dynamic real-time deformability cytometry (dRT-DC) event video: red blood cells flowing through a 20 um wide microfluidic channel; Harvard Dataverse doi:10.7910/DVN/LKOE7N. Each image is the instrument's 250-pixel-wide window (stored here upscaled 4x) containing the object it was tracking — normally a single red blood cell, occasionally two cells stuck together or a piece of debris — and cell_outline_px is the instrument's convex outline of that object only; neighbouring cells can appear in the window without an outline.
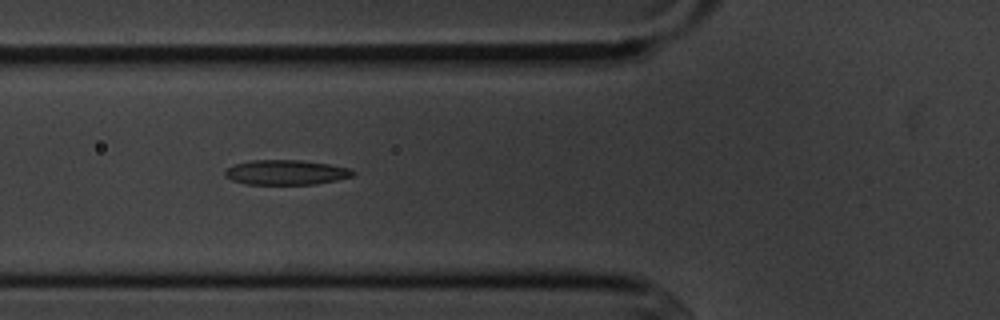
{"species": "common noctule bat (a hibernating species)", "species_latin": "Nyctalus noctula", "temperature_condition": "cold", "stored_images_in_passage": 10, "camera_frame_rate_fps": 3000, "um_per_image_px": 0.085, "animal": {"sex": "male", "body_mass_g": 20.1, "forearm_length_mm": 53.5}, "frame": {"image": 1, "passage_image": 6, "time_ms": 5.667, "image_size_px": [1000, 320], "cell_outline_px": [[356, 172], [352, 176], [336, 180], [316, 184], [244, 184], [232, 180], [224, 176], [224, 172], [232, 164], [252, 160], [300, 160], [328, 164], [348, 168]], "centroid_in_image_um": [24.27, 14.65], "position_along_channel_um": 101.5, "area_um2": 18.5}}
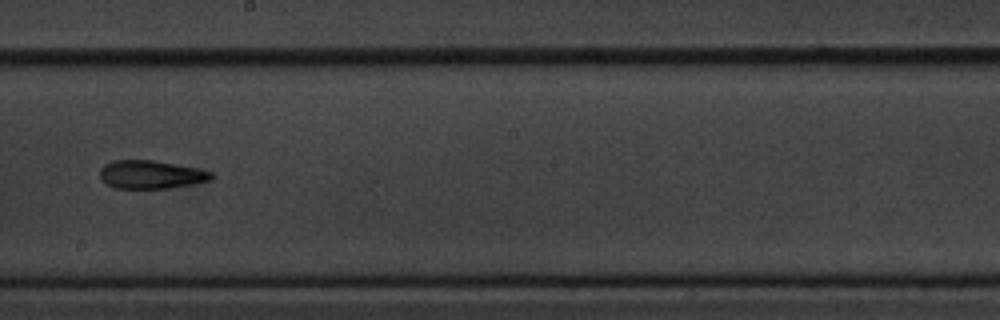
{"frame": {"image": 2, "passage_image": 9, "time_ms": 9.333, "image_size_px": [1000, 320], "cell_outline_px": [[216, 176], [212, 180], [192, 184], [168, 188], [116, 188], [100, 180], [100, 168], [104, 164], [112, 160], [152, 160], [200, 168], [212, 172]], "centroid_in_image_um": [12.86, 14.83], "position_along_channel_um": 235.3, "area_um2": 18.55}}
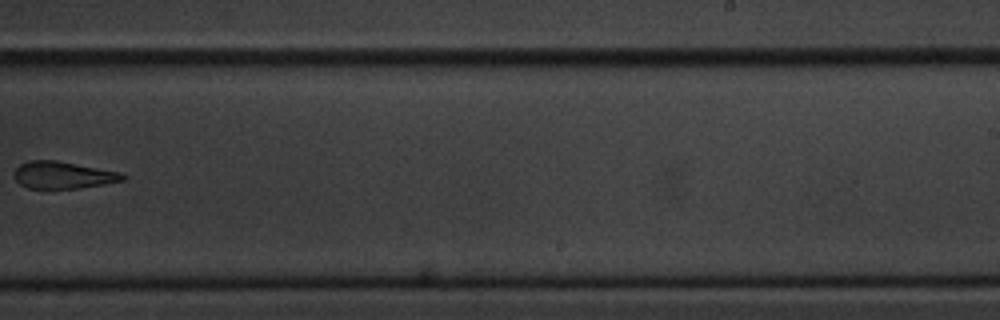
{"frame": {"image": 3, "passage_image": 10, "time_ms": 10.667, "image_size_px": [1000, 320], "cell_outline_px": [[128, 176], [124, 180], [104, 184], [80, 188], [28, 188], [20, 184], [12, 176], [16, 168], [20, 164], [28, 160], [56, 160], [120, 172]], "centroid_in_image_um": [5.34, 14.87], "position_along_channel_um": 283.7, "area_um2": 17.17}}